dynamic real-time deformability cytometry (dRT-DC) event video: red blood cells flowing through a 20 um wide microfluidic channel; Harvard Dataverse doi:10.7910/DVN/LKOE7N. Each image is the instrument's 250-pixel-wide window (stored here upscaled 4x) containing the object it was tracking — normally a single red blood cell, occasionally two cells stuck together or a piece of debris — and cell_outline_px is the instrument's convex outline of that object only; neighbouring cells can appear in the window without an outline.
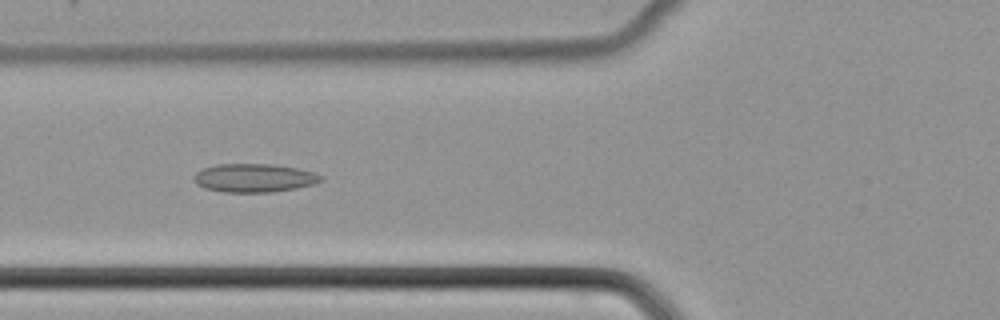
{"species": "common noctule bat (a hibernating species)", "species_latin": "Nyctalus noctula", "temperature_condition": "cold", "stored_images_in_passage": 48, "camera_frame_rate_fps": 3000, "um_per_image_px": 0.085, "animal": {"sex": "female", "body_mass_g": 22.7, "forearm_length_mm": 54.2}, "frame": {"image": 1, "passage_image": 17, "time_ms": 5.333, "image_size_px": [1000, 320], "cell_outline_px": [[324, 180], [312, 184], [296, 188], [272, 192], [224, 192], [204, 188], [196, 184], [192, 176], [196, 172], [204, 168], [220, 164], [272, 164], [296, 168], [316, 172], [324, 176]], "centroid_in_image_um": [21.62, 15.12], "position_along_channel_um": 104.2, "area_um2": 21.15}}
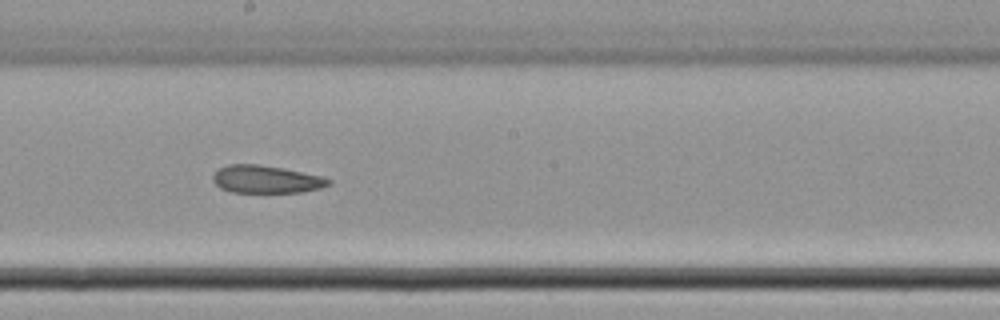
{"frame": {"image": 2, "passage_image": 26, "time_ms": 8.333, "image_size_px": [1000, 320], "cell_outline_px": [[332, 184], [320, 188], [300, 192], [232, 192], [220, 188], [212, 180], [212, 176], [220, 168], [228, 164], [256, 164], [284, 168], [320, 176], [332, 180]], "centroid_in_image_um": [22.62, 15.24], "position_along_channel_um": 225.6, "area_um2": 18.55}}
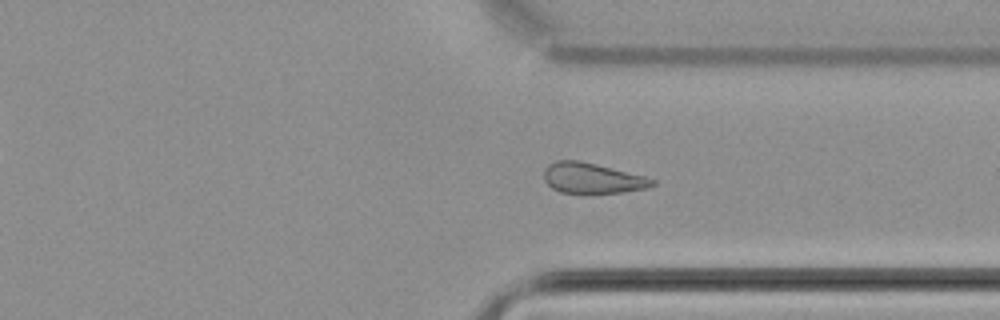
{"frame": {"image": 3, "passage_image": 36, "time_ms": 11.667, "image_size_px": [1000, 320], "cell_outline_px": [[656, 184], [648, 188], [624, 192], [588, 196], [560, 192], [552, 188], [544, 180], [544, 168], [548, 164], [556, 160], [580, 160], [644, 176], [656, 180]], "centroid_in_image_um": [50.33, 15.19], "position_along_channel_um": 361.1, "area_um2": 20.0}}